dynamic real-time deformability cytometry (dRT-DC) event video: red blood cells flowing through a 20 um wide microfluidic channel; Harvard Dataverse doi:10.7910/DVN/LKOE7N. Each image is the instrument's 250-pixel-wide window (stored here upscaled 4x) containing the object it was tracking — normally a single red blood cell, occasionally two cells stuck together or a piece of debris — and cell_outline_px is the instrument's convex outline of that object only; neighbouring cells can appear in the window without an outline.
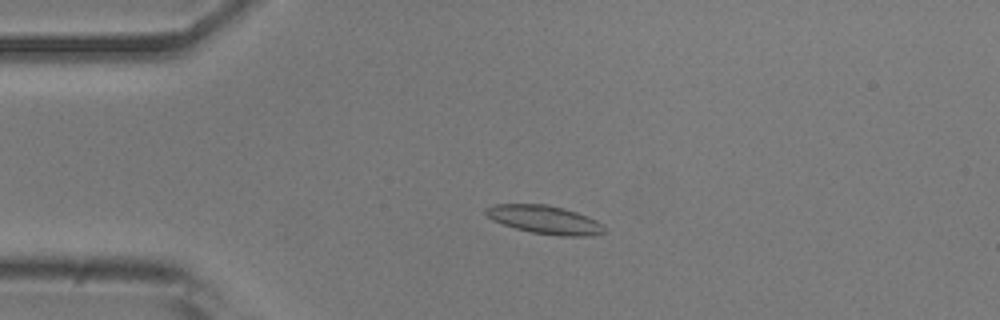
{"species": "common noctule bat (a hibernating species)", "species_latin": "Nyctalus noctula", "temperature_condition": "room temperature", "stored_images_in_passage": 53, "camera_frame_rate_fps": 3000, "um_per_image_px": 0.085, "animal": {"sex": "male", "body_mass_g": 20.5, "forearm_length_mm": 52.5}, "frame": {"image": 1, "passage_image": 12, "time_ms": 3.667, "image_size_px": [1000, 320], "cell_outline_px": [[604, 232], [592, 236], [560, 236], [532, 232], [516, 228], [492, 220], [484, 212], [484, 208], [496, 204], [548, 204], [564, 208], [588, 216], [596, 220], [604, 228]], "centroid_in_image_um": [46.29, 18.66], "position_along_channel_um": 38.7, "area_um2": 19.48}}
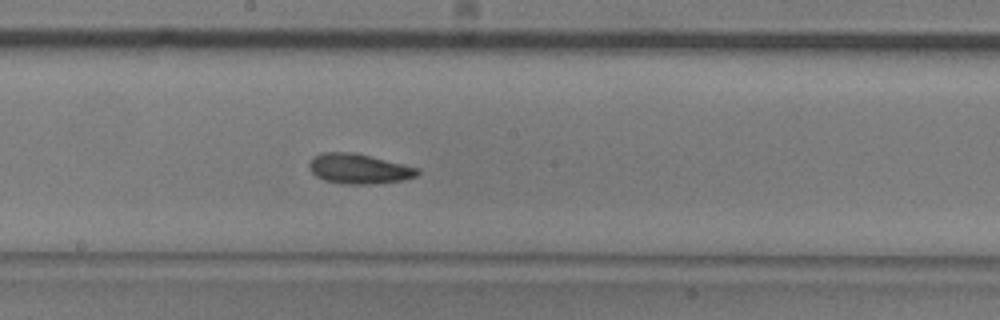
{"frame": {"image": 2, "passage_image": 28, "time_ms": 9.0, "image_size_px": [1000, 320], "cell_outline_px": [[420, 172], [416, 176], [404, 180], [368, 184], [344, 184], [324, 180], [316, 176], [312, 172], [308, 164], [316, 156], [324, 152], [356, 152], [420, 168]], "centroid_in_image_um": [30.54, 14.34], "position_along_channel_um": 217.7, "area_um2": 18.9}}
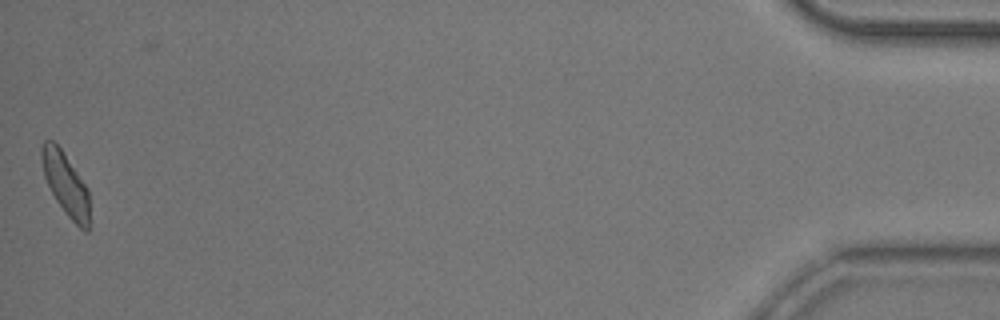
{"frame": {"image": 3, "passage_image": 52, "time_ms": 17.0, "image_size_px": [1000, 320], "cell_outline_px": [[88, 232], [84, 232], [68, 216], [56, 200], [44, 176], [40, 160], [40, 148], [44, 140], [52, 140], [60, 148], [88, 188]], "centroid_in_image_um": [5.55, 15.61], "position_along_channel_um": 429.7, "area_um2": 17.22}, "authors_computed_cell_mechanics": {"area_um2": 18.4382, "velocity_mm_per_s": 3.8623, "shape_relaxation_time_tau1_ms": 8.5019, "shape_relaxation_time_tau2_ms": 3.0178, "deformation_change_tau1": 0.1891, "deformation_change_tau2": 0.0928}}